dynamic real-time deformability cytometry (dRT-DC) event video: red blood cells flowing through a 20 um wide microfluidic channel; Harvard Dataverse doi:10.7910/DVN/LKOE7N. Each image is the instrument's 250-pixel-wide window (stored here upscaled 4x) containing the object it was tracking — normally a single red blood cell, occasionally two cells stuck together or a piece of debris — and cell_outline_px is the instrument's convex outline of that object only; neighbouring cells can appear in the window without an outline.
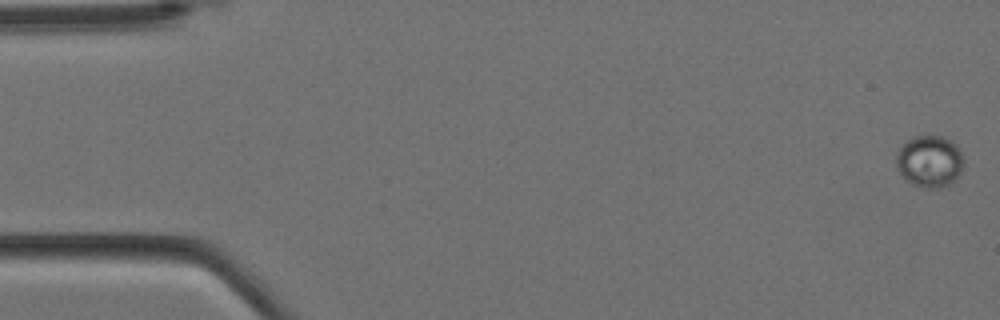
{"species": "Egyptian fruit bat (a non-hibernating species)", "species_latin": "Rousettus aegyptiacus", "temperature_condition": "cold", "stored_images_in_passage": 8, "camera_frame_rate_fps": 3000, "um_per_image_px": 0.085, "animal": {"sex": "female"}, "frame": {"image": 1, "passage_image": 1, "time_ms": 0.0, "image_size_px": [1000, 320], "cell_outline_px": [[964, 164], [960, 172], [952, 184], [944, 188], [924, 188], [912, 184], [896, 168], [896, 152], [900, 144], [904, 140], [912, 136], [944, 136], [952, 140], [960, 148], [964, 160]], "centroid_in_image_um": [79.02, 13.69], "position_along_channel_um": 6.0, "area_um2": 20.98}}
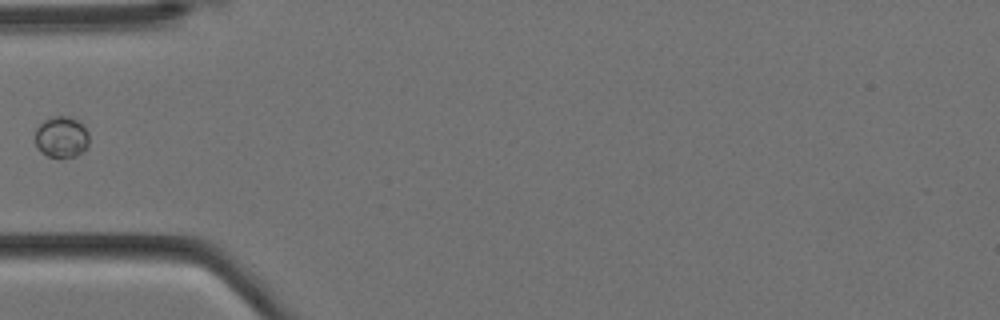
{"frame": {"image": 2, "passage_image": 6, "time_ms": 1.667, "image_size_px": [1000, 320], "cell_outline_px": [[88, 144], [76, 156], [48, 156], [40, 152], [36, 144], [36, 128], [44, 120], [52, 116], [68, 116], [76, 120], [88, 132]], "centroid_in_image_um": [5.2, 11.63], "position_along_channel_um": 79.8, "area_um2": 12.6}}
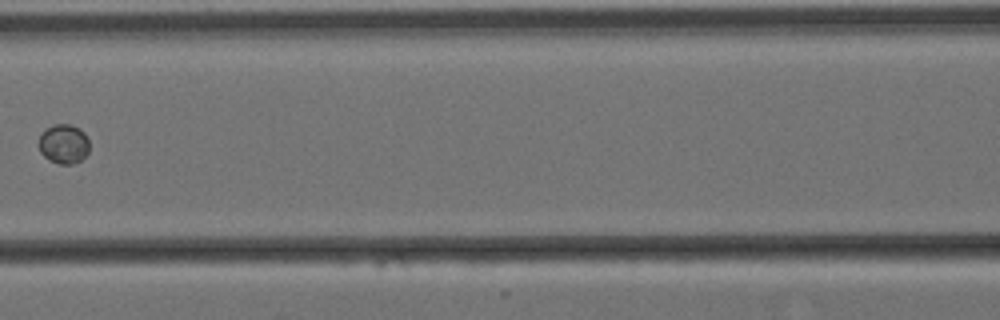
{"frame": {"image": 3, "passage_image": 8, "time_ms": 2.333, "image_size_px": [1000, 320], "cell_outline_px": [[88, 152], [80, 160], [72, 164], [60, 164], [48, 160], [40, 152], [36, 144], [40, 132], [44, 128], [52, 124], [68, 124], [80, 128], [84, 132], [88, 140]], "centroid_in_image_um": [5.34, 12.21], "position_along_channel_um": 161.3, "area_um2": 11.96}}